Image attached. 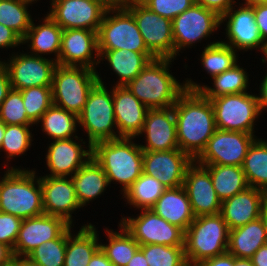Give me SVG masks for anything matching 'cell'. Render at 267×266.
Wrapping results in <instances>:
<instances>
[{
  "instance_id": "cell-19",
  "label": "cell",
  "mask_w": 267,
  "mask_h": 266,
  "mask_svg": "<svg viewBox=\"0 0 267 266\" xmlns=\"http://www.w3.org/2000/svg\"><path fill=\"white\" fill-rule=\"evenodd\" d=\"M44 214L57 216L72 224L71 212L80 208L71 178L44 176L40 178Z\"/></svg>"
},
{
  "instance_id": "cell-20",
  "label": "cell",
  "mask_w": 267,
  "mask_h": 266,
  "mask_svg": "<svg viewBox=\"0 0 267 266\" xmlns=\"http://www.w3.org/2000/svg\"><path fill=\"white\" fill-rule=\"evenodd\" d=\"M147 146L140 145L143 151H168L179 149L174 108L148 109L143 130Z\"/></svg>"
},
{
  "instance_id": "cell-16",
  "label": "cell",
  "mask_w": 267,
  "mask_h": 266,
  "mask_svg": "<svg viewBox=\"0 0 267 266\" xmlns=\"http://www.w3.org/2000/svg\"><path fill=\"white\" fill-rule=\"evenodd\" d=\"M194 160L180 149L144 151L143 173L158 179L167 188L183 186L187 167Z\"/></svg>"
},
{
  "instance_id": "cell-52",
  "label": "cell",
  "mask_w": 267,
  "mask_h": 266,
  "mask_svg": "<svg viewBox=\"0 0 267 266\" xmlns=\"http://www.w3.org/2000/svg\"><path fill=\"white\" fill-rule=\"evenodd\" d=\"M250 259L253 266H267V243L262 245Z\"/></svg>"
},
{
  "instance_id": "cell-8",
  "label": "cell",
  "mask_w": 267,
  "mask_h": 266,
  "mask_svg": "<svg viewBox=\"0 0 267 266\" xmlns=\"http://www.w3.org/2000/svg\"><path fill=\"white\" fill-rule=\"evenodd\" d=\"M112 11L115 14L107 17ZM97 40L98 50L126 49L134 52H150L133 14L126 7H108L99 26Z\"/></svg>"
},
{
  "instance_id": "cell-42",
  "label": "cell",
  "mask_w": 267,
  "mask_h": 266,
  "mask_svg": "<svg viewBox=\"0 0 267 266\" xmlns=\"http://www.w3.org/2000/svg\"><path fill=\"white\" fill-rule=\"evenodd\" d=\"M66 245L67 229L58 238L35 248L27 257L40 266H64Z\"/></svg>"
},
{
  "instance_id": "cell-60",
  "label": "cell",
  "mask_w": 267,
  "mask_h": 266,
  "mask_svg": "<svg viewBox=\"0 0 267 266\" xmlns=\"http://www.w3.org/2000/svg\"><path fill=\"white\" fill-rule=\"evenodd\" d=\"M20 266H40L39 264L30 260L27 256H23L20 258Z\"/></svg>"
},
{
  "instance_id": "cell-51",
  "label": "cell",
  "mask_w": 267,
  "mask_h": 266,
  "mask_svg": "<svg viewBox=\"0 0 267 266\" xmlns=\"http://www.w3.org/2000/svg\"><path fill=\"white\" fill-rule=\"evenodd\" d=\"M11 89L8 71L3 63L0 62V106Z\"/></svg>"
},
{
  "instance_id": "cell-24",
  "label": "cell",
  "mask_w": 267,
  "mask_h": 266,
  "mask_svg": "<svg viewBox=\"0 0 267 266\" xmlns=\"http://www.w3.org/2000/svg\"><path fill=\"white\" fill-rule=\"evenodd\" d=\"M113 103L119 138L140 135L148 108L126 86L113 88Z\"/></svg>"
},
{
  "instance_id": "cell-5",
  "label": "cell",
  "mask_w": 267,
  "mask_h": 266,
  "mask_svg": "<svg viewBox=\"0 0 267 266\" xmlns=\"http://www.w3.org/2000/svg\"><path fill=\"white\" fill-rule=\"evenodd\" d=\"M229 229L220 213L195 217L185 231L184 251L188 266L227 252Z\"/></svg>"
},
{
  "instance_id": "cell-7",
  "label": "cell",
  "mask_w": 267,
  "mask_h": 266,
  "mask_svg": "<svg viewBox=\"0 0 267 266\" xmlns=\"http://www.w3.org/2000/svg\"><path fill=\"white\" fill-rule=\"evenodd\" d=\"M110 93L98 75V82L91 89L87 102L78 115V123L87 131L89 147L97 142L119 138L112 129L113 125L116 126V121L113 90Z\"/></svg>"
},
{
  "instance_id": "cell-31",
  "label": "cell",
  "mask_w": 267,
  "mask_h": 266,
  "mask_svg": "<svg viewBox=\"0 0 267 266\" xmlns=\"http://www.w3.org/2000/svg\"><path fill=\"white\" fill-rule=\"evenodd\" d=\"M213 78L214 87L200 86L187 80L185 88L190 91H199L205 98L212 99L218 96L240 94L246 92L248 78L243 68L237 64Z\"/></svg>"
},
{
  "instance_id": "cell-36",
  "label": "cell",
  "mask_w": 267,
  "mask_h": 266,
  "mask_svg": "<svg viewBox=\"0 0 267 266\" xmlns=\"http://www.w3.org/2000/svg\"><path fill=\"white\" fill-rule=\"evenodd\" d=\"M43 131L52 139H70L76 130L78 116L62 107L52 104L41 116Z\"/></svg>"
},
{
  "instance_id": "cell-43",
  "label": "cell",
  "mask_w": 267,
  "mask_h": 266,
  "mask_svg": "<svg viewBox=\"0 0 267 266\" xmlns=\"http://www.w3.org/2000/svg\"><path fill=\"white\" fill-rule=\"evenodd\" d=\"M0 120L5 125H32L34 124L26 114L22 94L11 89L0 106Z\"/></svg>"
},
{
  "instance_id": "cell-39",
  "label": "cell",
  "mask_w": 267,
  "mask_h": 266,
  "mask_svg": "<svg viewBox=\"0 0 267 266\" xmlns=\"http://www.w3.org/2000/svg\"><path fill=\"white\" fill-rule=\"evenodd\" d=\"M201 58L205 70L212 77L225 72L237 63L235 50L222 41L208 44Z\"/></svg>"
},
{
  "instance_id": "cell-18",
  "label": "cell",
  "mask_w": 267,
  "mask_h": 266,
  "mask_svg": "<svg viewBox=\"0 0 267 266\" xmlns=\"http://www.w3.org/2000/svg\"><path fill=\"white\" fill-rule=\"evenodd\" d=\"M193 161L186 169L183 187L195 217L220 213L221 200L215 192L209 171ZM195 165V166H194Z\"/></svg>"
},
{
  "instance_id": "cell-38",
  "label": "cell",
  "mask_w": 267,
  "mask_h": 266,
  "mask_svg": "<svg viewBox=\"0 0 267 266\" xmlns=\"http://www.w3.org/2000/svg\"><path fill=\"white\" fill-rule=\"evenodd\" d=\"M33 1L0 0V23L11 28L23 38L32 22L26 6Z\"/></svg>"
},
{
  "instance_id": "cell-63",
  "label": "cell",
  "mask_w": 267,
  "mask_h": 266,
  "mask_svg": "<svg viewBox=\"0 0 267 266\" xmlns=\"http://www.w3.org/2000/svg\"><path fill=\"white\" fill-rule=\"evenodd\" d=\"M4 132H5V124L0 120V147L4 137Z\"/></svg>"
},
{
  "instance_id": "cell-62",
  "label": "cell",
  "mask_w": 267,
  "mask_h": 266,
  "mask_svg": "<svg viewBox=\"0 0 267 266\" xmlns=\"http://www.w3.org/2000/svg\"><path fill=\"white\" fill-rule=\"evenodd\" d=\"M246 1V3H244V4H246V5H248V6H256V5H263V4H267V0H245Z\"/></svg>"
},
{
  "instance_id": "cell-49",
  "label": "cell",
  "mask_w": 267,
  "mask_h": 266,
  "mask_svg": "<svg viewBox=\"0 0 267 266\" xmlns=\"http://www.w3.org/2000/svg\"><path fill=\"white\" fill-rule=\"evenodd\" d=\"M234 2L233 0H197L199 5L216 12L220 17L232 7V3L235 4Z\"/></svg>"
},
{
  "instance_id": "cell-45",
  "label": "cell",
  "mask_w": 267,
  "mask_h": 266,
  "mask_svg": "<svg viewBox=\"0 0 267 266\" xmlns=\"http://www.w3.org/2000/svg\"><path fill=\"white\" fill-rule=\"evenodd\" d=\"M146 7L159 16L173 20L190 8L194 0H140Z\"/></svg>"
},
{
  "instance_id": "cell-25",
  "label": "cell",
  "mask_w": 267,
  "mask_h": 266,
  "mask_svg": "<svg viewBox=\"0 0 267 266\" xmlns=\"http://www.w3.org/2000/svg\"><path fill=\"white\" fill-rule=\"evenodd\" d=\"M82 148L71 138L53 141L46 155L47 166L52 173L48 176L74 175L92 157V147H89V150Z\"/></svg>"
},
{
  "instance_id": "cell-3",
  "label": "cell",
  "mask_w": 267,
  "mask_h": 266,
  "mask_svg": "<svg viewBox=\"0 0 267 266\" xmlns=\"http://www.w3.org/2000/svg\"><path fill=\"white\" fill-rule=\"evenodd\" d=\"M133 138L121 137L92 146V157L103 168L111 181L123 185V192L143 173V150L131 142Z\"/></svg>"
},
{
  "instance_id": "cell-4",
  "label": "cell",
  "mask_w": 267,
  "mask_h": 266,
  "mask_svg": "<svg viewBox=\"0 0 267 266\" xmlns=\"http://www.w3.org/2000/svg\"><path fill=\"white\" fill-rule=\"evenodd\" d=\"M35 171L11 168L0 181V212L22 219L44 214L40 178Z\"/></svg>"
},
{
  "instance_id": "cell-30",
  "label": "cell",
  "mask_w": 267,
  "mask_h": 266,
  "mask_svg": "<svg viewBox=\"0 0 267 266\" xmlns=\"http://www.w3.org/2000/svg\"><path fill=\"white\" fill-rule=\"evenodd\" d=\"M71 226L67 228V245L64 266H88L93 255L100 249L97 232L93 225H84L72 238Z\"/></svg>"
},
{
  "instance_id": "cell-28",
  "label": "cell",
  "mask_w": 267,
  "mask_h": 266,
  "mask_svg": "<svg viewBox=\"0 0 267 266\" xmlns=\"http://www.w3.org/2000/svg\"><path fill=\"white\" fill-rule=\"evenodd\" d=\"M266 243L265 227L259 217L244 226L229 230L227 252L237 258L250 259Z\"/></svg>"
},
{
  "instance_id": "cell-10",
  "label": "cell",
  "mask_w": 267,
  "mask_h": 266,
  "mask_svg": "<svg viewBox=\"0 0 267 266\" xmlns=\"http://www.w3.org/2000/svg\"><path fill=\"white\" fill-rule=\"evenodd\" d=\"M126 8L133 14L147 49L156 58L174 59L172 20L159 16L140 0H134Z\"/></svg>"
},
{
  "instance_id": "cell-23",
  "label": "cell",
  "mask_w": 267,
  "mask_h": 266,
  "mask_svg": "<svg viewBox=\"0 0 267 266\" xmlns=\"http://www.w3.org/2000/svg\"><path fill=\"white\" fill-rule=\"evenodd\" d=\"M98 55L97 32L87 29H64L57 64L63 66H84L95 70L92 53ZM79 63V64H76Z\"/></svg>"
},
{
  "instance_id": "cell-55",
  "label": "cell",
  "mask_w": 267,
  "mask_h": 266,
  "mask_svg": "<svg viewBox=\"0 0 267 266\" xmlns=\"http://www.w3.org/2000/svg\"><path fill=\"white\" fill-rule=\"evenodd\" d=\"M260 96L258 97L261 108L265 109L267 107V75L261 83Z\"/></svg>"
},
{
  "instance_id": "cell-59",
  "label": "cell",
  "mask_w": 267,
  "mask_h": 266,
  "mask_svg": "<svg viewBox=\"0 0 267 266\" xmlns=\"http://www.w3.org/2000/svg\"><path fill=\"white\" fill-rule=\"evenodd\" d=\"M0 266H20V256L13 255L7 261L1 263Z\"/></svg>"
},
{
  "instance_id": "cell-27",
  "label": "cell",
  "mask_w": 267,
  "mask_h": 266,
  "mask_svg": "<svg viewBox=\"0 0 267 266\" xmlns=\"http://www.w3.org/2000/svg\"><path fill=\"white\" fill-rule=\"evenodd\" d=\"M99 57H105L113 71L120 77L117 86H125L133 80L156 57L151 52H134L126 49L98 50Z\"/></svg>"
},
{
  "instance_id": "cell-35",
  "label": "cell",
  "mask_w": 267,
  "mask_h": 266,
  "mask_svg": "<svg viewBox=\"0 0 267 266\" xmlns=\"http://www.w3.org/2000/svg\"><path fill=\"white\" fill-rule=\"evenodd\" d=\"M167 187L158 179L142 173L125 191L124 197L140 209H151Z\"/></svg>"
},
{
  "instance_id": "cell-9",
  "label": "cell",
  "mask_w": 267,
  "mask_h": 266,
  "mask_svg": "<svg viewBox=\"0 0 267 266\" xmlns=\"http://www.w3.org/2000/svg\"><path fill=\"white\" fill-rule=\"evenodd\" d=\"M210 101L217 129L253 134L254 120L263 110L258 96L244 92L218 96Z\"/></svg>"
},
{
  "instance_id": "cell-17",
  "label": "cell",
  "mask_w": 267,
  "mask_h": 266,
  "mask_svg": "<svg viewBox=\"0 0 267 266\" xmlns=\"http://www.w3.org/2000/svg\"><path fill=\"white\" fill-rule=\"evenodd\" d=\"M69 226L64 219L47 214L23 219L12 253L28 256L41 244L58 238Z\"/></svg>"
},
{
  "instance_id": "cell-11",
  "label": "cell",
  "mask_w": 267,
  "mask_h": 266,
  "mask_svg": "<svg viewBox=\"0 0 267 266\" xmlns=\"http://www.w3.org/2000/svg\"><path fill=\"white\" fill-rule=\"evenodd\" d=\"M253 134L217 129L205 149L194 160L200 165L241 166L249 147L256 140Z\"/></svg>"
},
{
  "instance_id": "cell-34",
  "label": "cell",
  "mask_w": 267,
  "mask_h": 266,
  "mask_svg": "<svg viewBox=\"0 0 267 266\" xmlns=\"http://www.w3.org/2000/svg\"><path fill=\"white\" fill-rule=\"evenodd\" d=\"M242 168L249 187L267 193V141L255 140L252 143Z\"/></svg>"
},
{
  "instance_id": "cell-37",
  "label": "cell",
  "mask_w": 267,
  "mask_h": 266,
  "mask_svg": "<svg viewBox=\"0 0 267 266\" xmlns=\"http://www.w3.org/2000/svg\"><path fill=\"white\" fill-rule=\"evenodd\" d=\"M121 233L106 230L109 244H100V249L114 266H127L140 248L139 243L120 225Z\"/></svg>"
},
{
  "instance_id": "cell-47",
  "label": "cell",
  "mask_w": 267,
  "mask_h": 266,
  "mask_svg": "<svg viewBox=\"0 0 267 266\" xmlns=\"http://www.w3.org/2000/svg\"><path fill=\"white\" fill-rule=\"evenodd\" d=\"M255 21L259 28L263 43L267 40V4L253 6Z\"/></svg>"
},
{
  "instance_id": "cell-50",
  "label": "cell",
  "mask_w": 267,
  "mask_h": 266,
  "mask_svg": "<svg viewBox=\"0 0 267 266\" xmlns=\"http://www.w3.org/2000/svg\"><path fill=\"white\" fill-rule=\"evenodd\" d=\"M196 266H233V255L226 252L222 255L202 260Z\"/></svg>"
},
{
  "instance_id": "cell-53",
  "label": "cell",
  "mask_w": 267,
  "mask_h": 266,
  "mask_svg": "<svg viewBox=\"0 0 267 266\" xmlns=\"http://www.w3.org/2000/svg\"><path fill=\"white\" fill-rule=\"evenodd\" d=\"M88 266H114L106 257V255L99 249L91 258Z\"/></svg>"
},
{
  "instance_id": "cell-14",
  "label": "cell",
  "mask_w": 267,
  "mask_h": 266,
  "mask_svg": "<svg viewBox=\"0 0 267 266\" xmlns=\"http://www.w3.org/2000/svg\"><path fill=\"white\" fill-rule=\"evenodd\" d=\"M48 14L63 30L87 29L98 32L108 7L101 0H52Z\"/></svg>"
},
{
  "instance_id": "cell-40",
  "label": "cell",
  "mask_w": 267,
  "mask_h": 266,
  "mask_svg": "<svg viewBox=\"0 0 267 266\" xmlns=\"http://www.w3.org/2000/svg\"><path fill=\"white\" fill-rule=\"evenodd\" d=\"M149 266H188L184 246L140 245Z\"/></svg>"
},
{
  "instance_id": "cell-12",
  "label": "cell",
  "mask_w": 267,
  "mask_h": 266,
  "mask_svg": "<svg viewBox=\"0 0 267 266\" xmlns=\"http://www.w3.org/2000/svg\"><path fill=\"white\" fill-rule=\"evenodd\" d=\"M137 218H123L119 224L139 243L184 246L185 232L158 216L151 209H143Z\"/></svg>"
},
{
  "instance_id": "cell-15",
  "label": "cell",
  "mask_w": 267,
  "mask_h": 266,
  "mask_svg": "<svg viewBox=\"0 0 267 266\" xmlns=\"http://www.w3.org/2000/svg\"><path fill=\"white\" fill-rule=\"evenodd\" d=\"M6 67L10 84L14 90H23L29 87L52 86L53 73L57 62L38 55L21 54L10 58Z\"/></svg>"
},
{
  "instance_id": "cell-64",
  "label": "cell",
  "mask_w": 267,
  "mask_h": 266,
  "mask_svg": "<svg viewBox=\"0 0 267 266\" xmlns=\"http://www.w3.org/2000/svg\"><path fill=\"white\" fill-rule=\"evenodd\" d=\"M263 53H264V55H265V59H262V62H266L267 61V42H266V44H265V46H264V49H263Z\"/></svg>"
},
{
  "instance_id": "cell-26",
  "label": "cell",
  "mask_w": 267,
  "mask_h": 266,
  "mask_svg": "<svg viewBox=\"0 0 267 266\" xmlns=\"http://www.w3.org/2000/svg\"><path fill=\"white\" fill-rule=\"evenodd\" d=\"M151 210L168 223L181 228L184 232L195 219L183 186L167 188Z\"/></svg>"
},
{
  "instance_id": "cell-13",
  "label": "cell",
  "mask_w": 267,
  "mask_h": 266,
  "mask_svg": "<svg viewBox=\"0 0 267 266\" xmlns=\"http://www.w3.org/2000/svg\"><path fill=\"white\" fill-rule=\"evenodd\" d=\"M220 24L221 17L216 12L195 2L172 20L174 57L180 49L212 34Z\"/></svg>"
},
{
  "instance_id": "cell-32",
  "label": "cell",
  "mask_w": 267,
  "mask_h": 266,
  "mask_svg": "<svg viewBox=\"0 0 267 266\" xmlns=\"http://www.w3.org/2000/svg\"><path fill=\"white\" fill-rule=\"evenodd\" d=\"M210 173L211 181L216 194L222 201L229 199L246 190L245 173L241 166L232 165H203Z\"/></svg>"
},
{
  "instance_id": "cell-21",
  "label": "cell",
  "mask_w": 267,
  "mask_h": 266,
  "mask_svg": "<svg viewBox=\"0 0 267 266\" xmlns=\"http://www.w3.org/2000/svg\"><path fill=\"white\" fill-rule=\"evenodd\" d=\"M266 201L267 193L265 191L248 187L222 201L220 214L228 229L232 230L259 218Z\"/></svg>"
},
{
  "instance_id": "cell-44",
  "label": "cell",
  "mask_w": 267,
  "mask_h": 266,
  "mask_svg": "<svg viewBox=\"0 0 267 266\" xmlns=\"http://www.w3.org/2000/svg\"><path fill=\"white\" fill-rule=\"evenodd\" d=\"M29 125H5L4 137L0 149L9 157L23 154L31 145Z\"/></svg>"
},
{
  "instance_id": "cell-41",
  "label": "cell",
  "mask_w": 267,
  "mask_h": 266,
  "mask_svg": "<svg viewBox=\"0 0 267 266\" xmlns=\"http://www.w3.org/2000/svg\"><path fill=\"white\" fill-rule=\"evenodd\" d=\"M20 92L27 117L36 124L53 104L52 86L29 87Z\"/></svg>"
},
{
  "instance_id": "cell-61",
  "label": "cell",
  "mask_w": 267,
  "mask_h": 266,
  "mask_svg": "<svg viewBox=\"0 0 267 266\" xmlns=\"http://www.w3.org/2000/svg\"><path fill=\"white\" fill-rule=\"evenodd\" d=\"M261 219L263 221L264 227H265V232H266V237H267V201L262 209L261 212Z\"/></svg>"
},
{
  "instance_id": "cell-2",
  "label": "cell",
  "mask_w": 267,
  "mask_h": 266,
  "mask_svg": "<svg viewBox=\"0 0 267 266\" xmlns=\"http://www.w3.org/2000/svg\"><path fill=\"white\" fill-rule=\"evenodd\" d=\"M172 58H155L127 85L130 92L148 109L169 108L186 90L169 73Z\"/></svg>"
},
{
  "instance_id": "cell-46",
  "label": "cell",
  "mask_w": 267,
  "mask_h": 266,
  "mask_svg": "<svg viewBox=\"0 0 267 266\" xmlns=\"http://www.w3.org/2000/svg\"><path fill=\"white\" fill-rule=\"evenodd\" d=\"M23 219L8 213L0 212V243L12 251L18 238Z\"/></svg>"
},
{
  "instance_id": "cell-48",
  "label": "cell",
  "mask_w": 267,
  "mask_h": 266,
  "mask_svg": "<svg viewBox=\"0 0 267 266\" xmlns=\"http://www.w3.org/2000/svg\"><path fill=\"white\" fill-rule=\"evenodd\" d=\"M22 43V38L11 28L0 23V48L17 46Z\"/></svg>"
},
{
  "instance_id": "cell-57",
  "label": "cell",
  "mask_w": 267,
  "mask_h": 266,
  "mask_svg": "<svg viewBox=\"0 0 267 266\" xmlns=\"http://www.w3.org/2000/svg\"><path fill=\"white\" fill-rule=\"evenodd\" d=\"M11 256H13L12 250L0 243V264L7 261Z\"/></svg>"
},
{
  "instance_id": "cell-1",
  "label": "cell",
  "mask_w": 267,
  "mask_h": 266,
  "mask_svg": "<svg viewBox=\"0 0 267 266\" xmlns=\"http://www.w3.org/2000/svg\"><path fill=\"white\" fill-rule=\"evenodd\" d=\"M173 108L179 149L195 160L217 130L211 101L186 89Z\"/></svg>"
},
{
  "instance_id": "cell-56",
  "label": "cell",
  "mask_w": 267,
  "mask_h": 266,
  "mask_svg": "<svg viewBox=\"0 0 267 266\" xmlns=\"http://www.w3.org/2000/svg\"><path fill=\"white\" fill-rule=\"evenodd\" d=\"M107 7H126L134 0H101Z\"/></svg>"
},
{
  "instance_id": "cell-22",
  "label": "cell",
  "mask_w": 267,
  "mask_h": 266,
  "mask_svg": "<svg viewBox=\"0 0 267 266\" xmlns=\"http://www.w3.org/2000/svg\"><path fill=\"white\" fill-rule=\"evenodd\" d=\"M233 12V13H232ZM229 18V19H228ZM228 19L226 34L229 44L222 42L233 49H254L262 44L260 49L263 52L265 44L261 38V34L255 21V14L252 6L240 7L233 11L231 7L225 14L221 16V23Z\"/></svg>"
},
{
  "instance_id": "cell-29",
  "label": "cell",
  "mask_w": 267,
  "mask_h": 266,
  "mask_svg": "<svg viewBox=\"0 0 267 266\" xmlns=\"http://www.w3.org/2000/svg\"><path fill=\"white\" fill-rule=\"evenodd\" d=\"M71 180L81 207L101 195L109 184L106 173L93 157L71 176Z\"/></svg>"
},
{
  "instance_id": "cell-58",
  "label": "cell",
  "mask_w": 267,
  "mask_h": 266,
  "mask_svg": "<svg viewBox=\"0 0 267 266\" xmlns=\"http://www.w3.org/2000/svg\"><path fill=\"white\" fill-rule=\"evenodd\" d=\"M233 266H253L251 259L233 256Z\"/></svg>"
},
{
  "instance_id": "cell-6",
  "label": "cell",
  "mask_w": 267,
  "mask_h": 266,
  "mask_svg": "<svg viewBox=\"0 0 267 266\" xmlns=\"http://www.w3.org/2000/svg\"><path fill=\"white\" fill-rule=\"evenodd\" d=\"M97 82L98 74L94 69L57 64L52 80L53 104L78 116Z\"/></svg>"
},
{
  "instance_id": "cell-54",
  "label": "cell",
  "mask_w": 267,
  "mask_h": 266,
  "mask_svg": "<svg viewBox=\"0 0 267 266\" xmlns=\"http://www.w3.org/2000/svg\"><path fill=\"white\" fill-rule=\"evenodd\" d=\"M127 266H149L143 251L139 248L131 260L128 262Z\"/></svg>"
},
{
  "instance_id": "cell-33",
  "label": "cell",
  "mask_w": 267,
  "mask_h": 266,
  "mask_svg": "<svg viewBox=\"0 0 267 266\" xmlns=\"http://www.w3.org/2000/svg\"><path fill=\"white\" fill-rule=\"evenodd\" d=\"M44 24L35 26L33 21L26 35L22 38V43L31 40L32 51L39 53H56L55 62H58L61 49L63 29L49 16L44 19Z\"/></svg>"
}]
</instances>
